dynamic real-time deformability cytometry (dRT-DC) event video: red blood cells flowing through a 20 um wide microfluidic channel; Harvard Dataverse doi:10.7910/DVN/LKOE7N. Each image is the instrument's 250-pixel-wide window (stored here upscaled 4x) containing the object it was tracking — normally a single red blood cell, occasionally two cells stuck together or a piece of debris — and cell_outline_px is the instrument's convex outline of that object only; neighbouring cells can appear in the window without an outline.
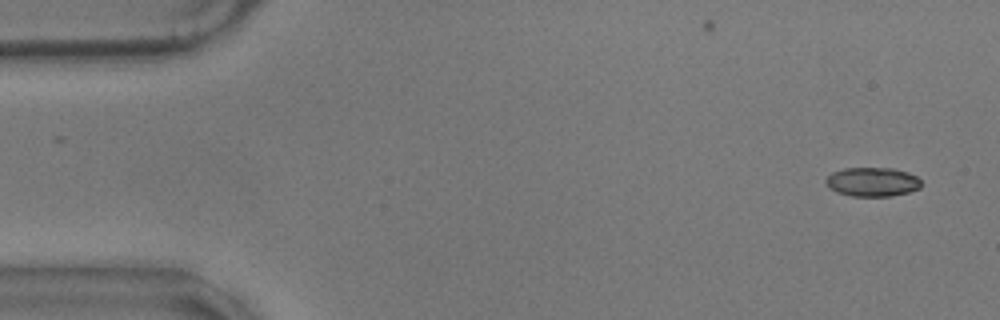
{"species": "common noctule bat (a hibernating species)", "species_latin": "Nyctalus noctula", "temperature_condition": "warm", "stored_images_in_passage": 57, "camera_frame_rate_fps": 3000, "um_per_image_px": 0.085, "animal": {"sex": "male", "body_mass_g": 17.9}, "frame": {"image": 1, "passage_image": 3, "time_ms": 0.667, "image_size_px": [1000, 320], "cell_outline_px": [[920, 188], [908, 192], [892, 196], [852, 196], [836, 192], [828, 188], [824, 180], [832, 172], [844, 168], [892, 168], [908, 172], [916, 176], [920, 180]], "centroid_in_image_um": [74.12, 15.46], "position_along_channel_um": 10.9, "area_um2": 16.24}}
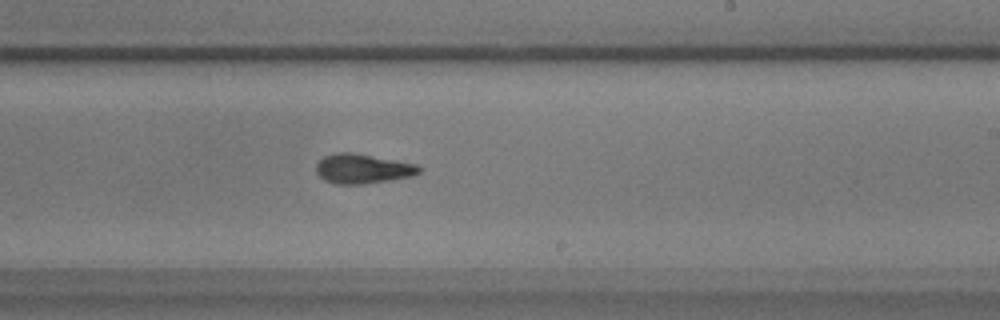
{"frame": {"image": 2, "passage_image": 34, "time_ms": 11.0, "image_size_px": [1000, 320], "cell_outline_px": [[420, 172], [412, 176], [364, 184], [336, 184], [324, 180], [316, 172], [316, 164], [324, 156], [336, 152], [356, 152], [416, 164], [420, 168]], "centroid_in_image_um": [30.8, 14.33], "position_along_channel_um": 258.2, "area_um2": 17.8}}
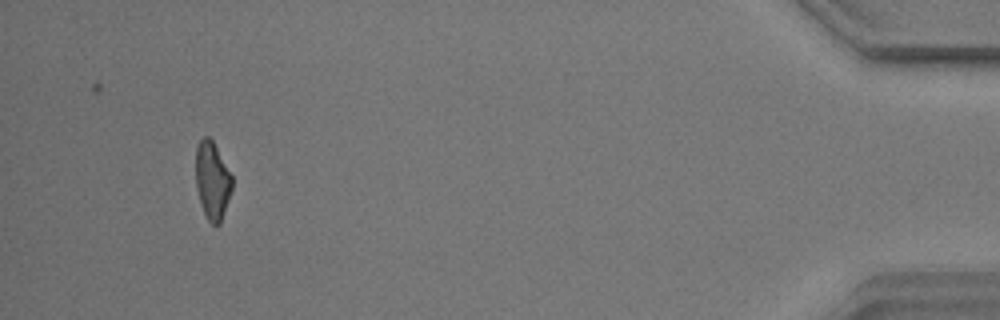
{"frame": {"image": 3, "passage_image": 54, "time_ms": 17.667, "image_size_px": [1000, 320], "cell_outline_px": [[232, 188], [220, 224], [216, 228], [208, 220], [200, 204], [196, 188], [196, 148], [200, 140], [204, 136], [208, 136], [212, 140], [232, 176]], "centroid_in_image_um": [18.03, 15.37], "position_along_channel_um": 417.2, "area_um2": 16.36}, "authors_computed_cell_mechanics": {"area_um2": 17.629, "velocity_mm_per_s": 3.4965, "shape_relaxation_time_tau1_ms": 4.4441, "shape_relaxation_time_tau2_ms": 3.3101, "deformation_change_tau1": 0.1735, "deformation_change_tau2": 0.0995}}